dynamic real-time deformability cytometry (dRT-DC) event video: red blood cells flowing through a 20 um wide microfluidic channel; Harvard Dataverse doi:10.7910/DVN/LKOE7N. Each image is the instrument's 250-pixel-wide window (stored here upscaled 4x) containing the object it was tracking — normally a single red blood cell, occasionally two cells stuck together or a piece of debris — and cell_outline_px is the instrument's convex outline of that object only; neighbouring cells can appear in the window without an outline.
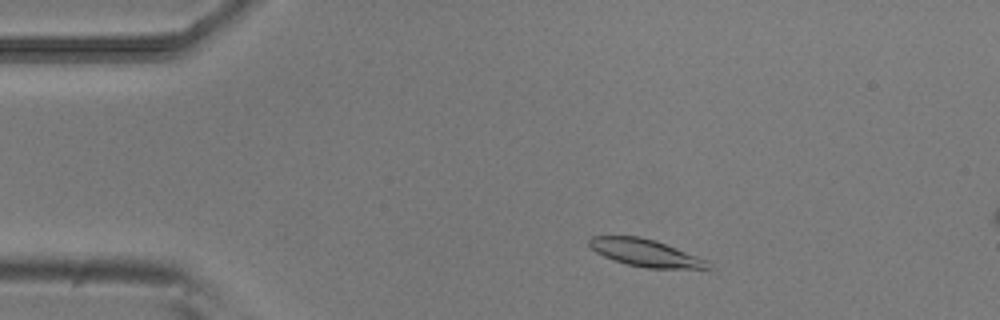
{"species": "common noctule bat (a hibernating species)", "species_latin": "Nyctalus noctula", "temperature_condition": "room temperature", "stored_images_in_passage": 12, "camera_frame_rate_fps": 3000, "um_per_image_px": 0.085, "animal": {"sex": "male", "body_mass_g": 20.5, "forearm_length_mm": 52.5}, "frame": {"image": 1, "passage_image": 6, "time_ms": 1.667, "image_size_px": [1000, 320], "cell_outline_px": [[712, 268], [648, 268], [628, 264], [604, 256], [596, 252], [588, 244], [588, 240], [592, 236], [640, 236], [656, 240], [708, 260]], "centroid_in_image_um": [54.87, 21.48], "position_along_channel_um": 30.1, "area_um2": 18.67}}